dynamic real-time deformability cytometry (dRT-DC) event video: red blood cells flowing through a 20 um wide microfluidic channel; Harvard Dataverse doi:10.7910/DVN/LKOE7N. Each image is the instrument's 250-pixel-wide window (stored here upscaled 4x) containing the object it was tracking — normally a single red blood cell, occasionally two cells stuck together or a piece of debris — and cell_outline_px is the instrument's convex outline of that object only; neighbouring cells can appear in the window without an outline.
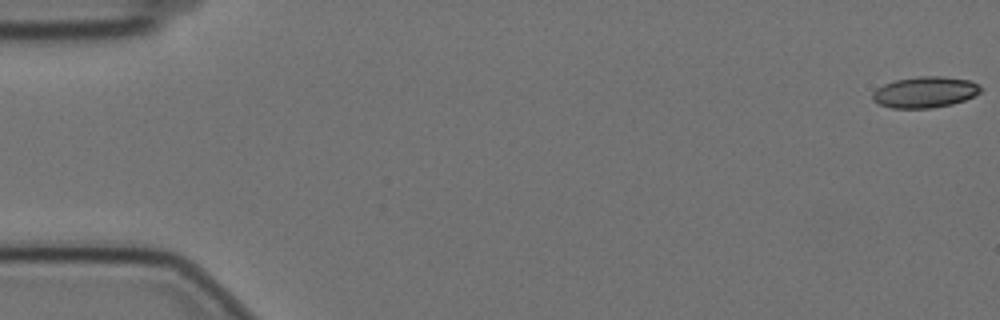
{"species": "Egyptian fruit bat (a non-hibernating species)", "species_latin": "Rousettus aegyptiacus", "temperature_condition": "cold", "stored_images_in_passage": 59, "segment_of_instrument_passage": [1, 2], "camera_frame_rate_fps": 3000, "um_per_image_px": 0.085, "animal": {"sex": "female"}, "frame": {"image": 1, "passage_image": 1, "time_ms": 0.0, "image_size_px": [1000, 320], "cell_outline_px": [[984, 88], [980, 92], [964, 100], [952, 104], [932, 108], [892, 108], [880, 104], [872, 100], [872, 92], [876, 88], [884, 84], [896, 80], [920, 76], [944, 76], [972, 80]], "centroid_in_image_um": [78.64, 7.82], "position_along_channel_um": 6.4, "area_um2": 19.71}}
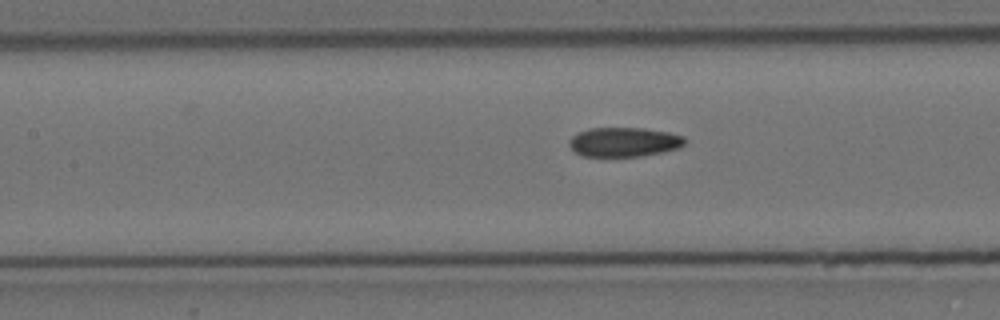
{"frame": {"image": 2, "passage_image": 26, "time_ms": 8.333, "image_size_px": [1000, 320], "cell_outline_px": [[684, 144], [680, 148], [640, 156], [584, 156], [576, 152], [568, 144], [568, 140], [572, 136], [588, 128], [644, 128], [668, 132], [684, 136]], "centroid_in_image_um": [53.03, 12.06], "position_along_channel_um": 154.4, "area_um2": 19.65}}
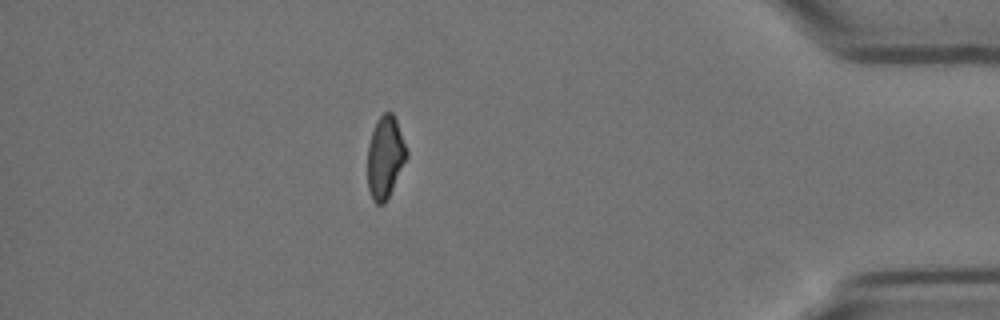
{"frame": {"image": 3, "passage_image": 51, "time_ms": 16.667, "image_size_px": [1000, 320], "cell_outline_px": [[408, 156], [384, 204], [376, 204], [372, 200], [368, 188], [368, 144], [376, 120], [384, 112], [392, 112], [396, 120], [408, 152]], "centroid_in_image_um": [32.73, 13.35], "position_along_channel_um": 402.5, "area_um2": 18.5}}